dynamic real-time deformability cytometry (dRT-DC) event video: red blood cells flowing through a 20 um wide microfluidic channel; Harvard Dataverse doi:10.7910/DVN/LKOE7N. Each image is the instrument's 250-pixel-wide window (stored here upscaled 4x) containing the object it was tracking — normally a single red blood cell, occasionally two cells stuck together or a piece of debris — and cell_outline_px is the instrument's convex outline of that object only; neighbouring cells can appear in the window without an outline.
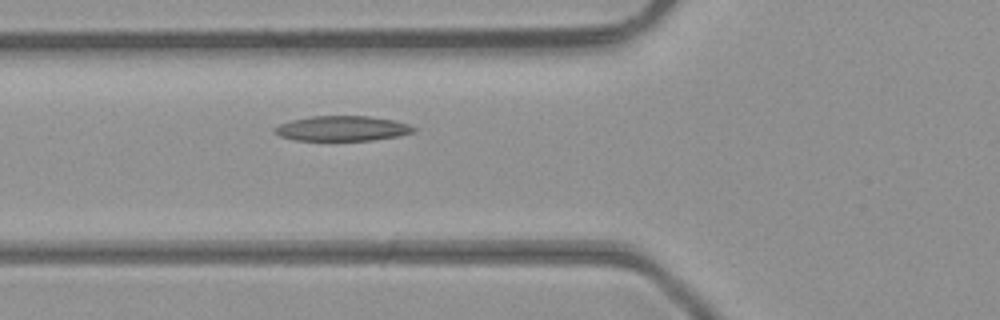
{"species": "common noctule bat (a hibernating species)", "species_latin": "Nyctalus noctula", "temperature_condition": "room temperature", "stored_images_in_passage": 2, "camera_frame_rate_fps": 3000, "um_per_image_px": 0.085, "animal": {"sex": "male", "body_mass_g": 23.1, "forearm_length_mm": 52.7}, "frame": {"image": 1, "passage_image": 2, "time_ms": 0.333, "image_size_px": [1000, 320], "cell_outline_px": [[416, 128], [412, 132], [396, 136], [372, 140], [296, 140], [280, 136], [272, 128], [280, 124], [292, 120], [312, 116], [372, 116], [392, 120], [408, 124]], "centroid_in_image_um": [29.07, 10.91], "position_along_channel_um": 96.7, "area_um2": 20.0}}